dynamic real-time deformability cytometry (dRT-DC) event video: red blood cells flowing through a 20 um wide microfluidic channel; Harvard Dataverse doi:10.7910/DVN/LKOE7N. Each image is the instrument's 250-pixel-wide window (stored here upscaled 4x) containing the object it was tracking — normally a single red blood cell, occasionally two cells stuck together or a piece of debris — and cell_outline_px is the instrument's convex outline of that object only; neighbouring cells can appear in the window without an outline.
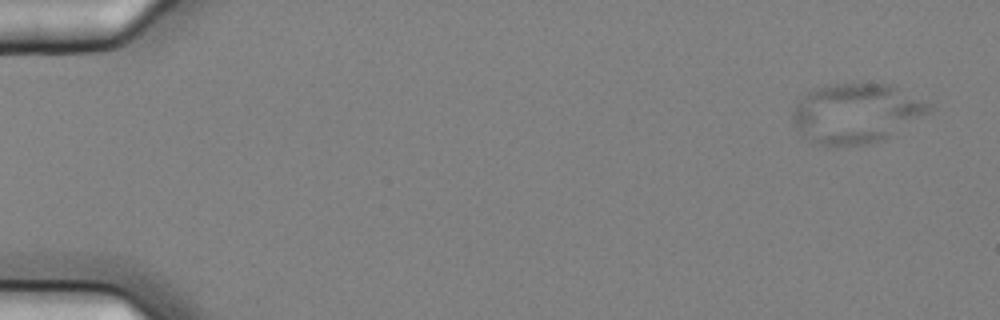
{"species": "common noctule bat (a hibernating species)", "species_latin": "Nyctalus noctula", "temperature_condition": "cold", "stored_images_in_passage": 5, "camera_frame_rate_fps": 3000, "um_per_image_px": 0.085, "animal": {"sex": "female", "body_mass_g": 25.1}, "frame": {"image": 1, "passage_image": 1, "time_ms": 0.0, "image_size_px": [1000, 320], "cell_outline_px": [[936, 108], [932, 112], [884, 140], [868, 144], [840, 148], [836, 148], [816, 144], [796, 128], [792, 120], [792, 112], [796, 104], [808, 92], [816, 88], [832, 84], [852, 80], [892, 84], [932, 104]], "centroid_in_image_um": [72.84, 9.61], "position_along_channel_um": 12.2, "area_um2": 48.9}}
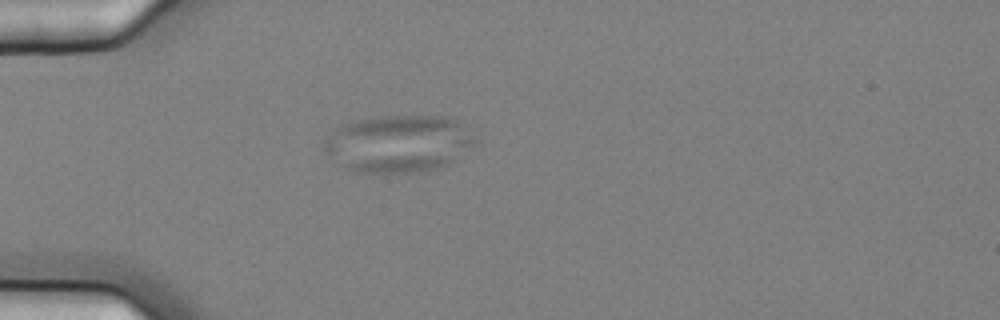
{"frame": {"image": 2, "passage_image": 5, "time_ms": 1.333, "image_size_px": [1000, 320], "cell_outline_px": [[476, 144], [456, 160], [448, 164], [408, 172], [356, 172], [344, 168], [324, 148], [324, 140], [336, 128], [344, 124], [360, 120], [380, 116], [444, 116], [456, 120], [476, 140]], "centroid_in_image_um": [33.87, 12.2], "position_along_channel_um": 51.1, "area_um2": 49.36}}